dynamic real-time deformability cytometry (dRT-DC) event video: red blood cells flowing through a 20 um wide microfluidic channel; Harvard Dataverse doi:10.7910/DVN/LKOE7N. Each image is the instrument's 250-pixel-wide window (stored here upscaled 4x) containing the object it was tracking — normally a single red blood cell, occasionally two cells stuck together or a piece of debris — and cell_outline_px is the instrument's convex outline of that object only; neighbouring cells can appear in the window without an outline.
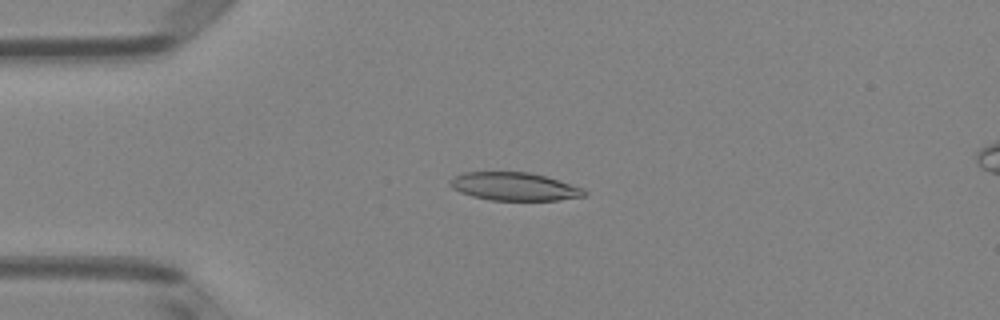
{"species": "Egyptian fruit bat (a non-hibernating species)", "species_latin": "Rousettus aegyptiacus", "temperature_condition": "room temperature", "stored_images_in_passage": 50, "camera_frame_rate_fps": 3000, "um_per_image_px": 0.085, "animal": {"sex": "female"}, "frame": {"image": 1, "passage_image": 12, "time_ms": 3.667, "image_size_px": [1000, 320], "cell_outline_px": [[588, 192], [584, 196], [560, 200], [492, 200], [472, 196], [460, 192], [452, 188], [448, 184], [448, 180], [452, 176], [464, 172], [528, 172], [544, 176], [584, 188]], "centroid_in_image_um": [43.68, 15.85], "position_along_channel_um": 41.3, "area_um2": 22.02}}
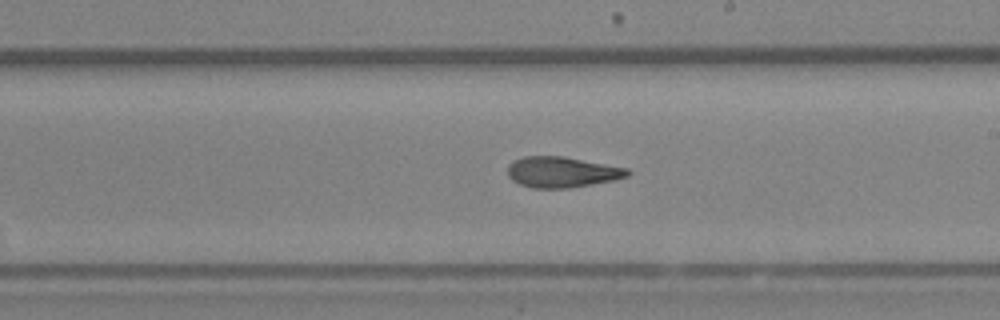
{"frame": {"image": 2, "passage_image": 29, "time_ms": 9.333, "image_size_px": [1000, 320], "cell_outline_px": [[632, 172], [628, 176], [616, 180], [568, 188], [532, 188], [520, 184], [512, 180], [508, 176], [508, 164], [512, 160], [524, 156], [564, 156], [628, 168]], "centroid_in_image_um": [47.77, 14.62], "position_along_channel_um": 241.2, "area_um2": 21.68}}
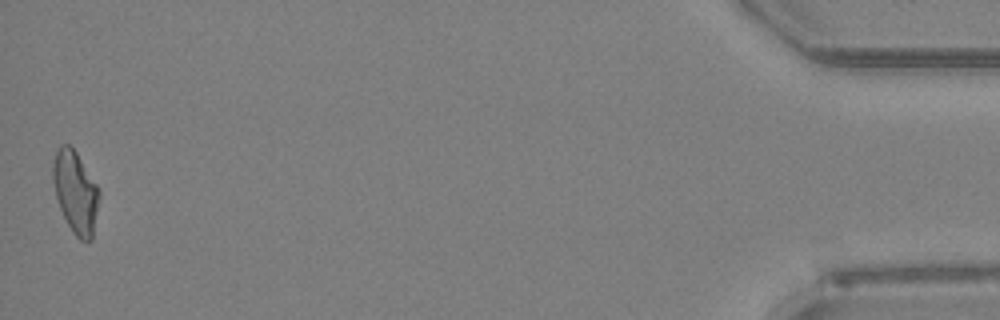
{"frame": {"image": 3, "passage_image": 50, "time_ms": 16.333, "image_size_px": [1000, 320], "cell_outline_px": [[100, 196], [92, 240], [80, 240], [72, 232], [60, 208], [56, 196], [52, 180], [52, 164], [56, 152], [60, 144], [68, 144], [76, 152], [100, 188]], "centroid_in_image_um": [6.43, 16.32], "position_along_channel_um": 428.8, "area_um2": 22.2}, "authors_computed_cell_mechanics": {"area_um2": 21.8484, "velocity_mm_per_s": 3.993, "shape_relaxation_time_tau1_ms": null, "shape_relaxation_time_tau2_ms": 2.4469, "deformation_change_tau1": null, "deformation_change_tau2": 0.0968}}